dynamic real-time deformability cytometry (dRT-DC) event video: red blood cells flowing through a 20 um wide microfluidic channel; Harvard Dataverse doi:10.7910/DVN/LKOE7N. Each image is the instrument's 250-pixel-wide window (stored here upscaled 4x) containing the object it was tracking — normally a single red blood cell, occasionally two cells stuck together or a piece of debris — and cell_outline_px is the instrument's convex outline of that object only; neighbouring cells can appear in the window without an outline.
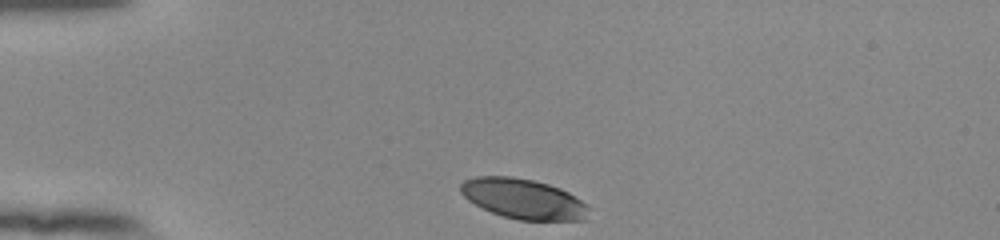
{"species": "human", "species_latin": "Homo sapiens", "temperature_condition": "room temperature", "stored_images_in_passage": 33, "camera_frame_rate_fps": 3000, "um_per_image_px": 0.085, "donor": {"sex": "female"}, "frame": {"image": 1, "passage_image": 1, "time_ms": 0.0, "image_size_px": [1000, 240], "cell_outline_px": [[588, 220], [520, 220], [504, 216], [492, 212], [468, 200], [460, 192], [460, 184], [464, 180], [476, 176], [512, 176], [532, 180], [548, 184], [560, 188], [568, 192], [588, 204]], "centroid_in_image_um": [44.5, 16.9], "position_along_channel_um": 40.5, "area_um2": 29.94}}
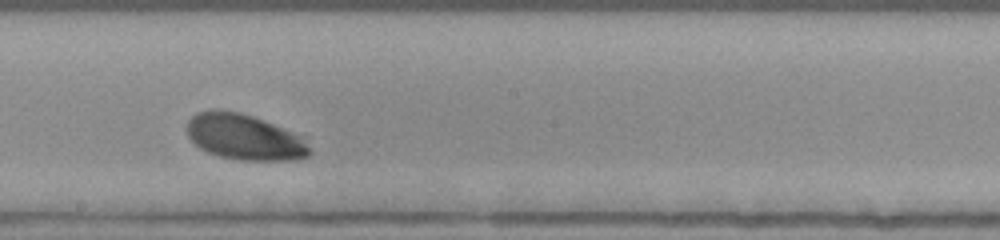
{"frame": {"image": 2, "passage_image": 19, "time_ms": 6.0, "image_size_px": [1000, 240], "cell_outline_px": [[312, 152], [308, 156], [296, 160], [240, 160], [220, 156], [208, 152], [200, 148], [188, 136], [188, 120], [196, 112], [208, 108], [220, 108], [240, 112], [252, 116], [308, 136], [312, 148]], "centroid_in_image_um": [20.87, 11.63], "position_along_channel_um": 227.3, "area_um2": 33.58}}
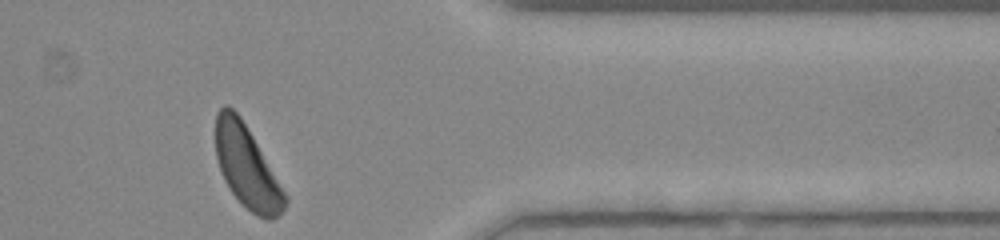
{"frame": {"image": 3, "passage_image": 33, "time_ms": 10.667, "image_size_px": [1000, 240], "cell_outline_px": [[288, 200], [284, 208], [272, 220], [268, 220], [256, 216], [228, 188], [224, 180], [216, 156], [216, 112], [224, 104], [228, 104], [240, 116], [288, 196]], "centroid_in_image_um": [20.98, 14.18], "position_along_channel_um": 390.4, "area_um2": 32.71}, "authors_computed_cell_mechanics": {"area_um2": 33.0616, "velocity_mm_per_s": 3.8005, "shape_relaxation_time_tau1_ms": 2.5099, "shape_relaxation_time_tau2_ms": null, "deformation_change_tau1": 0.1337, "deformation_change_tau2": null}}